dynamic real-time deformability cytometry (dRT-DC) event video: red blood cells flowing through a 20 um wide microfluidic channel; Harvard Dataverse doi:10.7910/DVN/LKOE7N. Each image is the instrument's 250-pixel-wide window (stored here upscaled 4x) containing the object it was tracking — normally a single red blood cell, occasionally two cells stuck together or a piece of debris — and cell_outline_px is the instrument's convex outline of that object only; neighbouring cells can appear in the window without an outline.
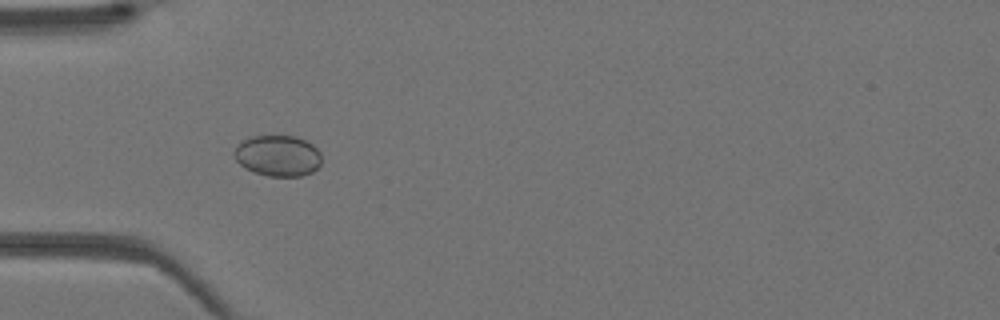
{"species": "Egyptian fruit bat (a non-hibernating species)", "species_latin": "Rousettus aegyptiacus", "temperature_condition": "warm", "stored_images_in_passage": 42, "camera_frame_rate_fps": 3000, "um_per_image_px": 0.085, "animal": {"sex": "female"}, "frame": {"image": 1, "passage_image": 13, "time_ms": 4.0, "image_size_px": [1000, 320], "cell_outline_px": [[320, 164], [312, 172], [300, 176], [268, 176], [252, 172], [244, 168], [236, 160], [232, 152], [244, 140], [252, 136], [296, 136], [312, 144], [320, 152]], "centroid_in_image_um": [23.6, 13.24], "position_along_channel_um": 61.4, "area_um2": 20.81}}
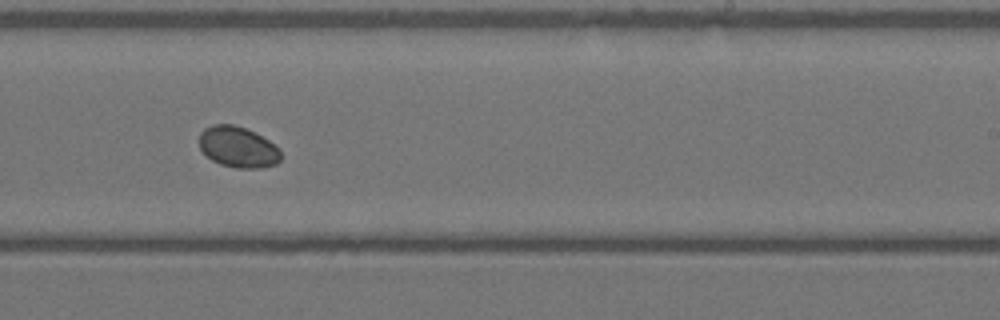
{"frame": {"image": 2, "passage_image": 26, "time_ms": 8.333, "image_size_px": [1000, 320], "cell_outline_px": [[280, 160], [276, 164], [260, 168], [236, 168], [220, 164], [212, 160], [200, 148], [200, 132], [204, 128], [212, 124], [232, 124], [244, 128], [276, 144], [280, 148]], "centroid_in_image_um": [20.23, 12.5], "position_along_channel_um": 268.8, "area_um2": 19.36}}
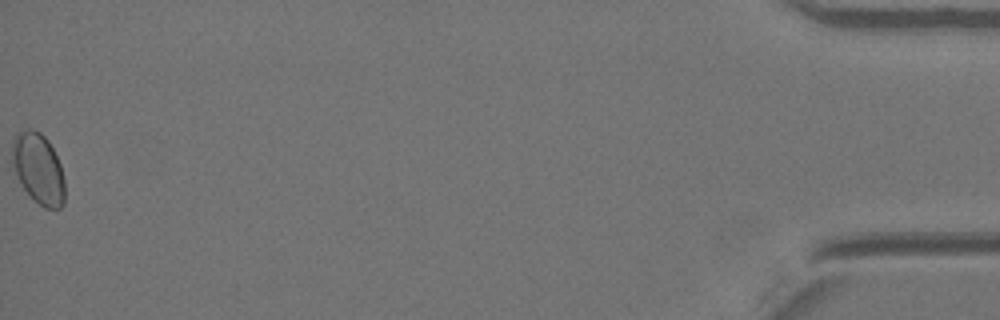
{"frame": {"image": 3, "passage_image": 42, "time_ms": 13.667, "image_size_px": [1000, 320], "cell_outline_px": [[64, 204], [60, 208], [44, 208], [24, 188], [16, 172], [12, 160], [12, 140], [20, 132], [28, 128], [32, 128], [40, 132], [48, 140], [60, 164], [64, 180]], "centroid_in_image_um": [3.28, 14.3], "position_along_channel_um": 431.9, "area_um2": 21.21}}